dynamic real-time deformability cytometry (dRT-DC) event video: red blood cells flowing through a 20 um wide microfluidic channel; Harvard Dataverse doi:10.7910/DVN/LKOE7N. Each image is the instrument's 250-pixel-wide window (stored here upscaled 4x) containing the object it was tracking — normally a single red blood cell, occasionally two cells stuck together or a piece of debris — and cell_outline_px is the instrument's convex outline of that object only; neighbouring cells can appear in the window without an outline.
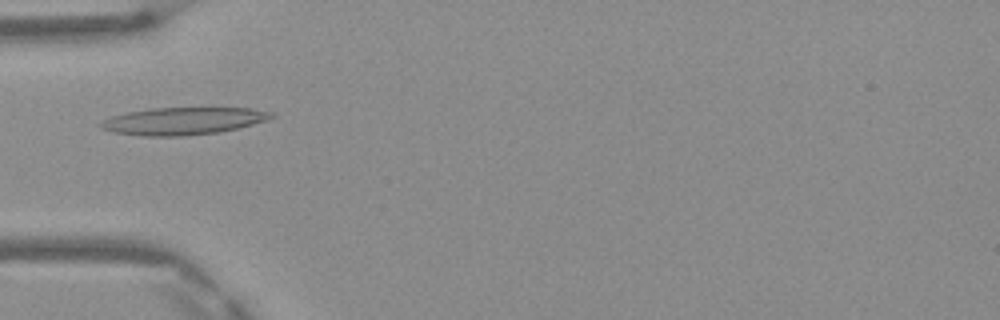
{"species": "Egyptian fruit bat (a non-hibernating species)", "species_latin": "Rousettus aegyptiacus", "temperature_condition": "warm", "stored_images_in_passage": 4, "camera_frame_rate_fps": 3000, "um_per_image_px": 0.085, "frame": {"image": 1, "passage_image": 4, "time_ms": 1.0, "image_size_px": [1000, 320], "cell_outline_px": [[276, 116], [268, 120], [220, 132], [184, 136], [140, 136], [112, 132], [100, 128], [100, 124], [104, 120], [112, 116], [128, 112], [148, 108], [252, 108], [272, 112]], "centroid_in_image_um": [15.57, 10.29], "position_along_channel_um": 69.4, "area_um2": 27.22}}